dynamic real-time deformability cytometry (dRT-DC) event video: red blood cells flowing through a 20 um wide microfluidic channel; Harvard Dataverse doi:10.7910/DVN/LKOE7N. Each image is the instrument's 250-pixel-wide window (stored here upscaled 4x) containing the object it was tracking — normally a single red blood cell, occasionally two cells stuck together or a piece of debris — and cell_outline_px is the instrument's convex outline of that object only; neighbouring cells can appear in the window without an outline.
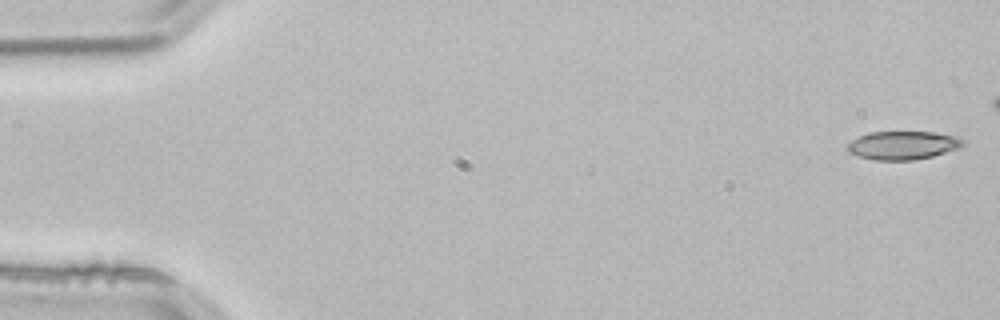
{"species": "common noctule bat (a hibernating species)", "species_latin": "Nyctalus noctula", "temperature_condition": "room temperature", "stored_images_in_passage": 11, "camera_frame_rate_fps": 3000, "um_per_image_px": 0.085, "animal": {"sex": "male", "body_mass_g": 21.5, "forearm_length_mm": 52.0}, "frame": {"image": 1, "passage_image": 1, "time_ms": 0.0, "image_size_px": [1000, 320], "cell_outline_px": [[968, 140], [960, 148], [932, 156], [912, 160], [872, 160], [848, 152], [848, 144], [852, 140], [868, 132], [932, 132], [956, 136]], "centroid_in_image_um": [76.79, 12.34], "position_along_channel_um": 8.2, "area_um2": 19.13}}